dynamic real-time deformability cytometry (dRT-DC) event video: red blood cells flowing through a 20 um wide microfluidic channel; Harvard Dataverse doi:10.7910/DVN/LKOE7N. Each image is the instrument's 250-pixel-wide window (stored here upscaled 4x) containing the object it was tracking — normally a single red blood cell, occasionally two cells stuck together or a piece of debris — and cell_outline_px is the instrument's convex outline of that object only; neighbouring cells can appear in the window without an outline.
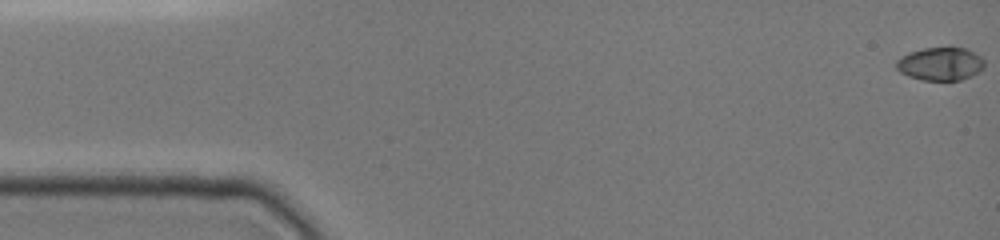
{"species": "common noctule bat (a hibernating species)", "species_latin": "Nyctalus noctula", "temperature_condition": "cold", "stored_images_in_passage": 19, "segment_of_instrument_passage": [1, 2], "camera_frame_rate_fps": 3000, "um_per_image_px": 0.085, "animal": {"sex": "female", "body_mass_g": 19.0, "forearm_length_mm": 51.5}, "frame": {"image": 1, "passage_image": 1, "time_ms": 0.0, "image_size_px": [1000, 240], "cell_outline_px": [[984, 68], [972, 76], [960, 80], [920, 80], [908, 76], [900, 72], [896, 68], [896, 60], [900, 56], [908, 52], [924, 48], [948, 44], [964, 48], [980, 56], [984, 60]], "centroid_in_image_um": [79.92, 5.39], "position_along_channel_um": 5.1, "area_um2": 17.63}}
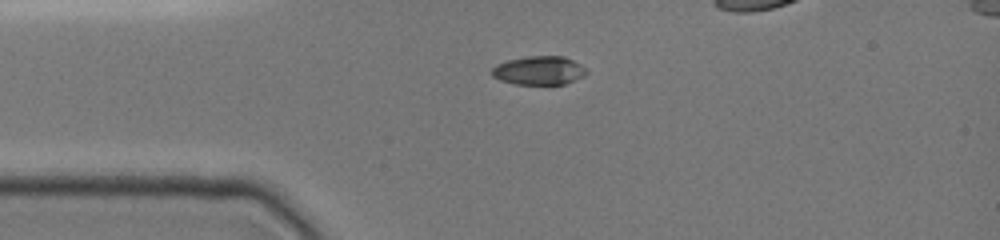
{"frame": {"image": 2, "passage_image": 13, "time_ms": 3.667, "image_size_px": [1000, 240], "cell_outline_px": [[588, 72], [584, 76], [564, 84], [516, 84], [500, 80], [492, 76], [492, 68], [496, 64], [508, 60], [528, 56], [564, 56], [588, 68]], "centroid_in_image_um": [45.83, 5.98], "position_along_channel_um": 39.2, "area_um2": 15.84}}
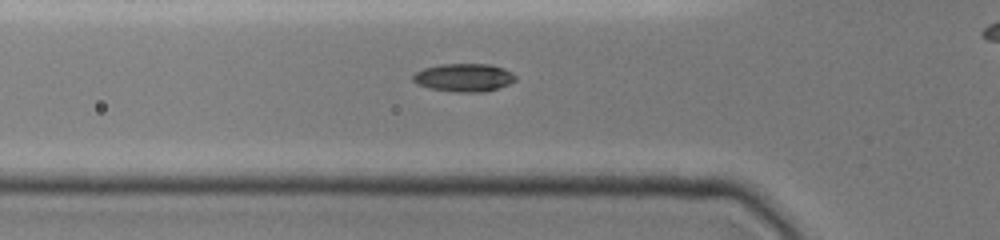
{"frame": {"image": 3, "passage_image": 17, "time_ms": 5.333, "image_size_px": [1000, 240], "cell_outline_px": [[516, 80], [508, 84], [484, 92], [456, 92], [432, 88], [416, 84], [412, 80], [412, 76], [416, 72], [424, 68], [440, 64], [492, 64], [504, 68], [512, 72], [516, 76]], "centroid_in_image_um": [39.44, 6.58], "position_along_channel_um": 86.4, "area_um2": 16.76}}